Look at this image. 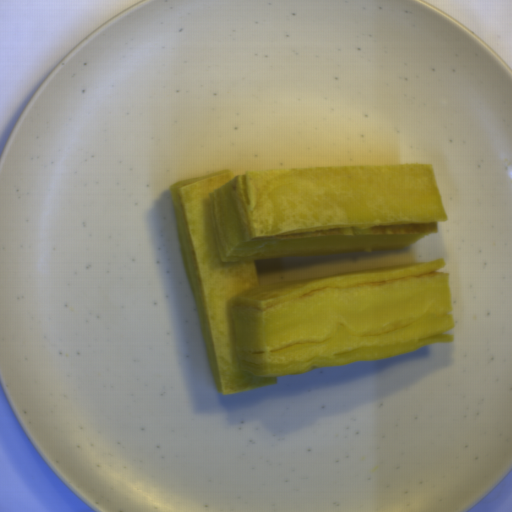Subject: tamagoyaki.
I'll return each mask as SVG.
<instances>
[{
    "label": "tamagoyaki",
    "mask_w": 512,
    "mask_h": 512,
    "mask_svg": "<svg viewBox=\"0 0 512 512\" xmlns=\"http://www.w3.org/2000/svg\"><path fill=\"white\" fill-rule=\"evenodd\" d=\"M222 395L453 342L445 260L260 286L257 261L405 250L447 211L431 163L222 169L169 186Z\"/></svg>",
    "instance_id": "tamagoyaki-1"
}]
</instances>
